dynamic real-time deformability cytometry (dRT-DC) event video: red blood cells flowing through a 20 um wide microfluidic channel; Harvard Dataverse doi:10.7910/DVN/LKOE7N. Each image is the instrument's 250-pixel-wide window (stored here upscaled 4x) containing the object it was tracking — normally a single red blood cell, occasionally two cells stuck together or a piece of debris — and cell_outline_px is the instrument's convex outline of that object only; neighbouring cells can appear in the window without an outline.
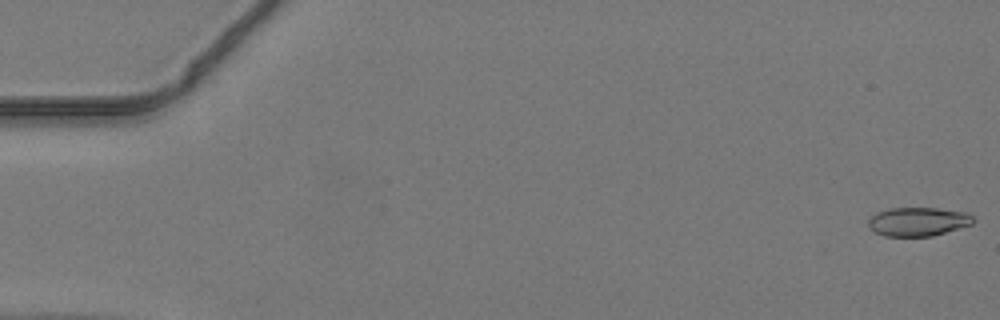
{"species": "common noctule bat (a hibernating species)", "species_latin": "Nyctalus noctula", "temperature_condition": "warm", "stored_images_in_passage": 14, "camera_frame_rate_fps": 3000, "um_per_image_px": 0.085, "animal": {"sex": "male", "body_mass_g": 19.2, "forearm_length_mm": 51.8}, "frame": {"image": 1, "passage_image": 1, "time_ms": 0.0, "image_size_px": [1000, 320], "cell_outline_px": [[976, 220], [972, 224], [932, 236], [884, 236], [876, 232], [868, 224], [868, 220], [876, 212], [888, 208], [936, 208], [968, 212]], "centroid_in_image_um": [78.05, 18.83], "position_along_channel_um": 6.9, "area_um2": 17.57}}
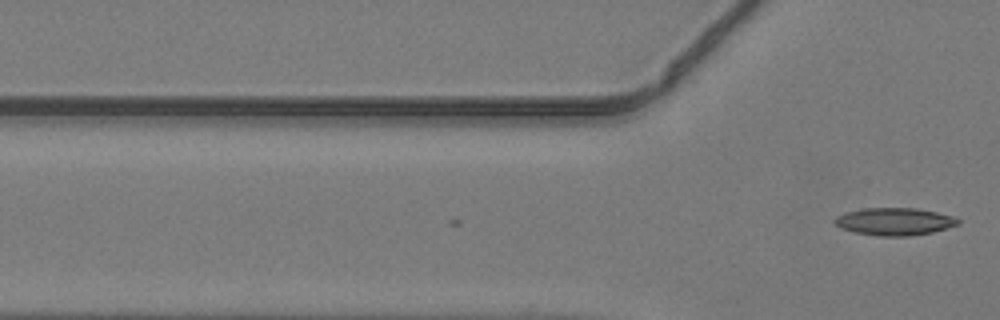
{"frame": {"image": 2, "passage_image": 14, "time_ms": 4.333, "image_size_px": [1000, 320], "cell_outline_px": [[960, 224], [932, 232], [908, 236], [876, 236], [856, 232], [840, 228], [832, 220], [836, 216], [848, 212], [864, 208], [916, 208], [936, 212], [952, 216], [960, 220]], "centroid_in_image_um": [76.03, 18.83], "position_along_channel_um": 49.8, "area_um2": 19.65}}